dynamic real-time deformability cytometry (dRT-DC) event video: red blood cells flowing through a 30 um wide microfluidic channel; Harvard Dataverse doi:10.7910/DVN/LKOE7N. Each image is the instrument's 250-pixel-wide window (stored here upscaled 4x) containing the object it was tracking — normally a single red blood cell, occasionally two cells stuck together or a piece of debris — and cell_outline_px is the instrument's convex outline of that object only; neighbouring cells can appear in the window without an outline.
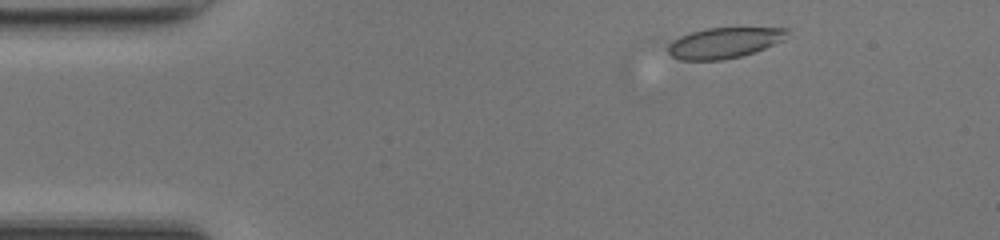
{"species": "common noctule bat (a hibernating species)", "species_latin": "Nyctalus noctula", "temperature_condition": "room temperature", "stored_images_in_passage": 2, "camera_frame_rate_fps": 3000, "um_per_image_px": 0.085, "animal": {"sex": "female", "body_mass_g": 17.0, "forearm_length_mm": 48.0}, "frame": {"image": 1, "passage_image": 2, "time_ms": 0.333, "image_size_px": [1000, 240], "cell_outline_px": [[792, 28], [784, 40], [764, 48], [740, 56], [720, 60], [680, 60], [672, 56], [652, 40], [704, 28]], "centroid_in_image_um": [61.23, 3.62], "position_along_channel_um": 23.8, "area_um2": 22.77}}